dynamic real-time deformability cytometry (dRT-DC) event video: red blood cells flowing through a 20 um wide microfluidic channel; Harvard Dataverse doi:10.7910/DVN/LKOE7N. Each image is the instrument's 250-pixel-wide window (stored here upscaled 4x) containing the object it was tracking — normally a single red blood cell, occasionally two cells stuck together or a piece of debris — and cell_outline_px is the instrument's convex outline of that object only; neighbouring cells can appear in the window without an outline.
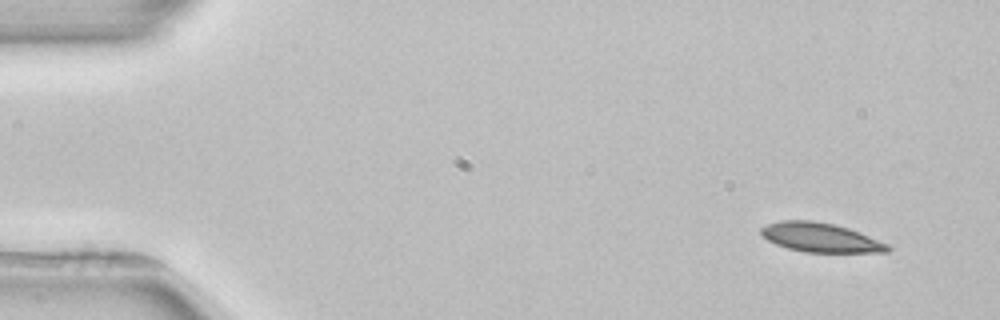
{"species": "common noctule bat (a hibernating species)", "species_latin": "Nyctalus noctula", "temperature_condition": "room temperature", "stored_images_in_passage": 3, "camera_frame_rate_fps": 3000, "um_per_image_px": 0.085, "animal": {"sex": "female", "body_mass_g": 22.7, "forearm_length_mm": 54.2}, "frame": {"image": 1, "passage_image": 1, "time_ms": 0.0, "image_size_px": [1000, 320], "cell_outline_px": [[892, 248], [888, 252], [804, 252], [788, 248], [776, 244], [768, 240], [760, 232], [760, 228], [768, 224], [780, 220], [812, 220], [836, 224], [848, 228], [888, 244]], "centroid_in_image_um": [69.73, 20.18], "position_along_channel_um": 15.3, "area_um2": 21.44}}